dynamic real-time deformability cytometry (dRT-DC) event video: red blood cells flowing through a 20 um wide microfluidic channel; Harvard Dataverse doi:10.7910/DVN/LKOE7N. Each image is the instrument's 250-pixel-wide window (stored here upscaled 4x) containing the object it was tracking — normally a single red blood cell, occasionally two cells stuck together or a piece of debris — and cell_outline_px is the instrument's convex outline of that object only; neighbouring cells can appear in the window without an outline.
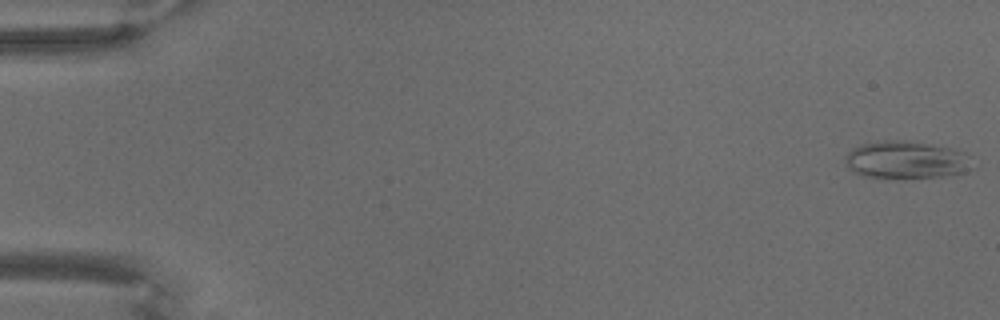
{"species": "common noctule bat (a hibernating species)", "species_latin": "Nyctalus noctula", "temperature_condition": "warm", "stored_images_in_passage": 69, "camera_frame_rate_fps": 3000, "um_per_image_px": 0.085, "animal": {"sex": "male", "body_mass_g": 18.8}, "frame": {"image": 1, "passage_image": 1, "time_ms": 0.0, "image_size_px": [1000, 320], "cell_outline_px": [[972, 168], [964, 172], [944, 176], [864, 176], [848, 168], [844, 160], [848, 152], [852, 148], [860, 144], [892, 140], [904, 140], [928, 144], [948, 148], [964, 152]], "centroid_in_image_um": [76.97, 13.56], "position_along_channel_um": 8.0, "area_um2": 26.76}}
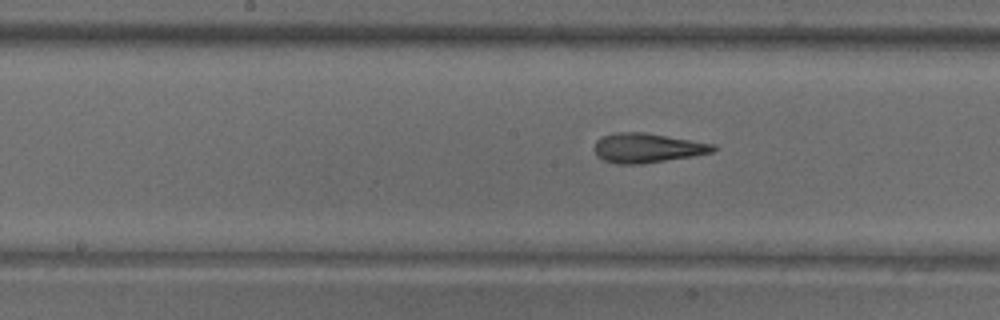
{"frame": {"image": 2, "passage_image": 36, "time_ms": 11.667, "image_size_px": [1000, 320], "cell_outline_px": [[716, 148], [712, 152], [692, 156], [644, 164], [616, 164], [604, 160], [596, 156], [596, 140], [604, 136], [616, 132], [644, 132], [716, 144]], "centroid_in_image_um": [55.03, 12.58], "position_along_channel_um": 193.2, "area_um2": 20.35}}
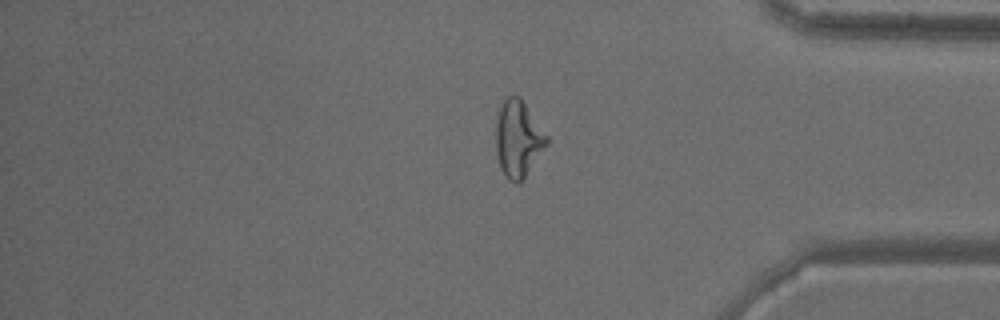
{"frame": {"image": 3, "passage_image": 58, "time_ms": 19.0, "image_size_px": [1000, 320], "cell_outline_px": [[548, 144], [520, 184], [516, 184], [508, 180], [504, 176], [500, 168], [496, 152], [496, 112], [504, 100], [508, 96], [520, 96], [548, 136]], "centroid_in_image_um": [44.03, 11.82], "position_along_channel_um": 391.2, "area_um2": 23.0}}